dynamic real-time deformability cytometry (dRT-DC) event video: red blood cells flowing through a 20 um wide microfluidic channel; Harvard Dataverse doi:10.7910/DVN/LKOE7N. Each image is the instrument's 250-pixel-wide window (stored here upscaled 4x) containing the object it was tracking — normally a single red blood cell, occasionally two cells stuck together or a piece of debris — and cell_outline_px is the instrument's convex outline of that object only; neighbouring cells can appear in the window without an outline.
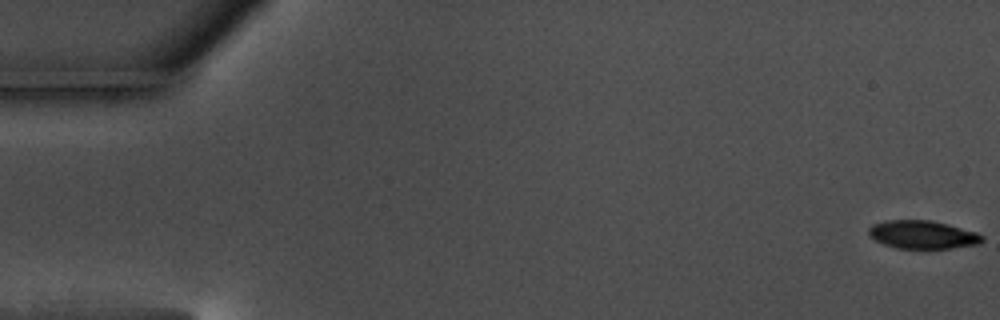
{"species": "common noctule bat (a hibernating species)", "species_latin": "Nyctalus noctula", "temperature_condition": "warm", "stored_images_in_passage": 59, "camera_frame_rate_fps": 3000, "um_per_image_px": 0.085, "animal": {"sex": "male", "body_mass_g": 17.5, "forearm_length_mm": 52.3}, "frame": {"image": 1, "passage_image": 1, "time_ms": 0.0, "image_size_px": [1000, 320], "cell_outline_px": [[984, 240], [980, 244], [948, 248], [896, 248], [884, 244], [876, 240], [868, 232], [868, 228], [872, 224], [884, 220], [932, 220], [948, 224], [976, 232], [984, 236]], "centroid_in_image_um": [78.43, 19.93], "position_along_channel_um": 6.6, "area_um2": 18.61}}
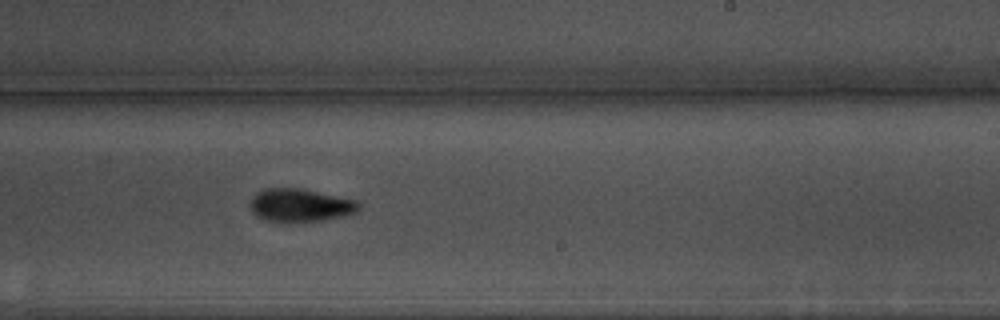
{"frame": {"image": 2, "passage_image": 36, "time_ms": 11.667, "image_size_px": [1000, 320], "cell_outline_px": [[360, 208], [356, 212], [324, 220], [264, 220], [256, 216], [252, 212], [248, 204], [252, 196], [256, 192], [264, 188], [296, 188], [356, 200], [360, 204]], "centroid_in_image_um": [25.45, 17.42], "position_along_channel_um": 263.5, "area_um2": 20.4}}
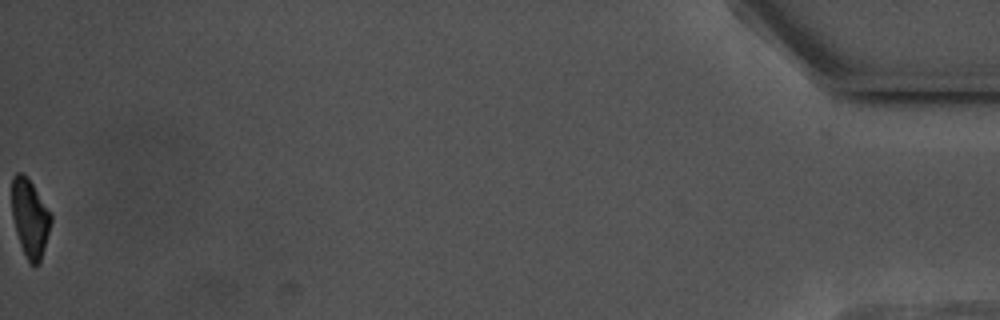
{"frame": {"image": 3, "passage_image": 59, "time_ms": 19.333, "image_size_px": [1000, 320], "cell_outline_px": [[52, 220], [44, 248], [40, 260], [36, 264], [32, 264], [24, 256], [16, 232], [12, 216], [12, 176], [16, 172], [24, 172], [28, 176], [52, 212]], "centroid_in_image_um": [2.55, 18.45], "position_along_channel_um": 432.7, "area_um2": 18.03}, "authors_computed_cell_mechanics": {"area_um2": 20.1144, "velocity_mm_per_s": 3.5499, "shape_relaxation_time_tau1_ms": 3.1159, "shape_relaxation_time_tau2_ms": 5.9744, "deformation_change_tau1": 0.1388, "deformation_change_tau2": 0.1164}}